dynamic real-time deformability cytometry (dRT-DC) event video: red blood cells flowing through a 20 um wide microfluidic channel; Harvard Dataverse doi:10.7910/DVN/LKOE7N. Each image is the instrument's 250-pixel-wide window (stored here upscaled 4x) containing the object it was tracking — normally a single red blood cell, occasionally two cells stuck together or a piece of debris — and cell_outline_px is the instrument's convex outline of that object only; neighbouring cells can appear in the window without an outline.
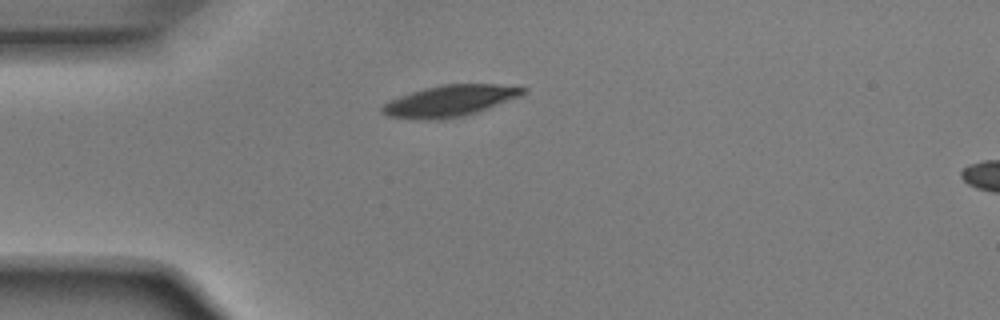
{"species": "Egyptian fruit bat (a non-hibernating species)", "species_latin": "Rousettus aegyptiacus", "temperature_condition": "room temperature", "stored_images_in_passage": 6, "camera_frame_rate_fps": 3000, "um_per_image_px": 0.085, "animal": {"sex": "male"}, "frame": {"image": 1, "passage_image": 1, "time_ms": 0.0, "image_size_px": [1000, 320], "cell_outline_px": [[528, 92], [520, 96], [488, 108], [464, 116], [440, 120], [420, 120], [388, 116], [380, 108], [384, 104], [400, 96], [424, 88], [440, 84], [496, 84], [528, 88]], "centroid_in_image_um": [38.27, 8.57], "position_along_channel_um": 46.7, "area_um2": 25.61}}